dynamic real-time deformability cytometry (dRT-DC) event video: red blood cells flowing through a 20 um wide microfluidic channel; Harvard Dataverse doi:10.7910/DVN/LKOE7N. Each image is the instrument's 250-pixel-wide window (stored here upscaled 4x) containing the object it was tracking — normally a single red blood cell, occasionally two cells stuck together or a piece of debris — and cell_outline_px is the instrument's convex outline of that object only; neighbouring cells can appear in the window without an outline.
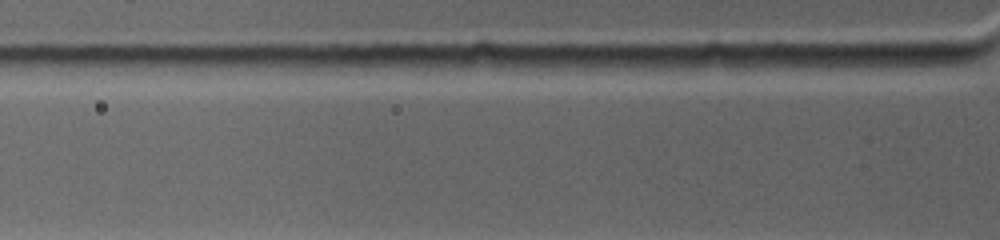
{"species": "common noctule bat (a hibernating species)", "species_latin": "Nyctalus noctula", "temperature_condition": "warm", "stored_images_in_passage": 3, "camera_frame_rate_fps": 4500, "um_per_image_px": 0.085, "animal": {"sex": "female", "body_mass_g": 19.0, "forearm_length_mm": 53.3}, "frame": {"image": 1, "passage_image": 3, "time_ms": 1.111, "image_size_px": [1000, 240], "cell_outline_px": [[960, 64], [868, 72], [800, 64], [812, 56], [888, 56]], "centroid_in_image_um": [73.99, 5.35], "position_along_channel_um": 51.8, "area_um2": 11.44}}